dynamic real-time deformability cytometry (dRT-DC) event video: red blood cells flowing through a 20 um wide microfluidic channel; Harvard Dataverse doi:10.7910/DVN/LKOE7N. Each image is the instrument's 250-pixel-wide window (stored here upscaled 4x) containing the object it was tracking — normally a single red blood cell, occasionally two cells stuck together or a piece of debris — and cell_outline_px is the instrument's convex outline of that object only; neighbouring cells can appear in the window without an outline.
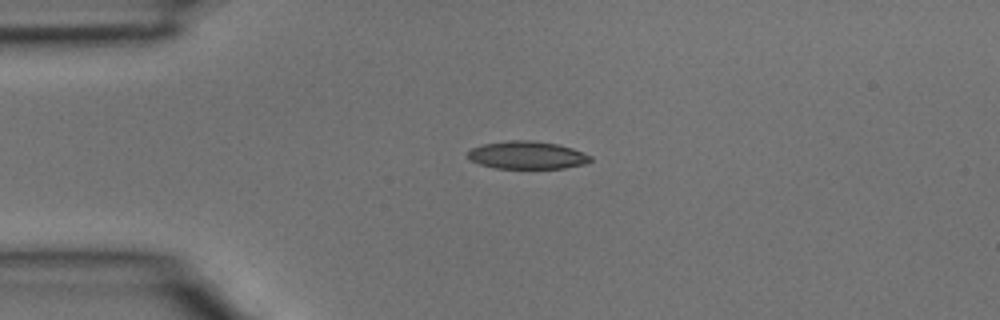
{"species": "common noctule bat (a hibernating species)", "species_latin": "Nyctalus noctula", "temperature_condition": "room temperature", "stored_images_in_passage": 3, "camera_frame_rate_fps": 3000, "um_per_image_px": 0.085, "animal": {"sex": "male", "body_mass_g": 15.6}, "frame": {"image": 1, "passage_image": 2, "time_ms": 0.333, "image_size_px": [1000, 320], "cell_outline_px": [[592, 160], [584, 164], [564, 168], [496, 168], [480, 164], [472, 160], [468, 156], [468, 152], [472, 148], [484, 144], [512, 140], [528, 140], [556, 144], [572, 148], [592, 156]], "centroid_in_image_um": [44.83, 13.19], "position_along_channel_um": 40.2, "area_um2": 19.54}}